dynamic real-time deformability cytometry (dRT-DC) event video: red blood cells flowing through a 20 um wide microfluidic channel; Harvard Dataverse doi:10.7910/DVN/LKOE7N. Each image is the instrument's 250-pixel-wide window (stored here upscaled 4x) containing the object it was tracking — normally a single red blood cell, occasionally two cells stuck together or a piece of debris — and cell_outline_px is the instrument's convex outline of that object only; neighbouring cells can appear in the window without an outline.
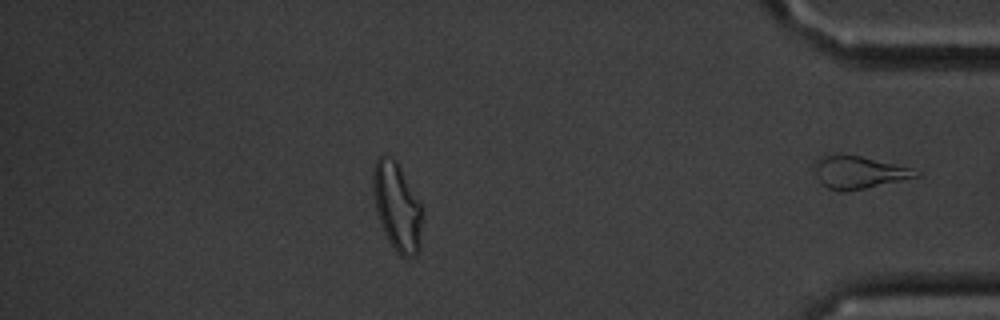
{"species": "common noctule bat (a hibernating species)", "species_latin": "Nyctalus noctula", "temperature_condition": "cold", "stored_images_in_passage": 51, "segment_of_instrument_passage": [2, 2], "camera_frame_rate_fps": 3000, "um_per_image_px": 0.085, "animal": {"sex": "male", "body_mass_g": 20.1, "forearm_length_mm": 53.5}, "frame": {"image": 1, "passage_image": 51, "time_ms": 16.667, "image_size_px": [1000, 320], "cell_outline_px": [[920, 176], [864, 188], [840, 192], [828, 188], [820, 184], [816, 176], [812, 164], [820, 156], [860, 156], [908, 168], [920, 172]], "centroid_in_image_um": [72.91, 14.67], "position_along_channel_um": 362.3, "area_um2": 18.67}}